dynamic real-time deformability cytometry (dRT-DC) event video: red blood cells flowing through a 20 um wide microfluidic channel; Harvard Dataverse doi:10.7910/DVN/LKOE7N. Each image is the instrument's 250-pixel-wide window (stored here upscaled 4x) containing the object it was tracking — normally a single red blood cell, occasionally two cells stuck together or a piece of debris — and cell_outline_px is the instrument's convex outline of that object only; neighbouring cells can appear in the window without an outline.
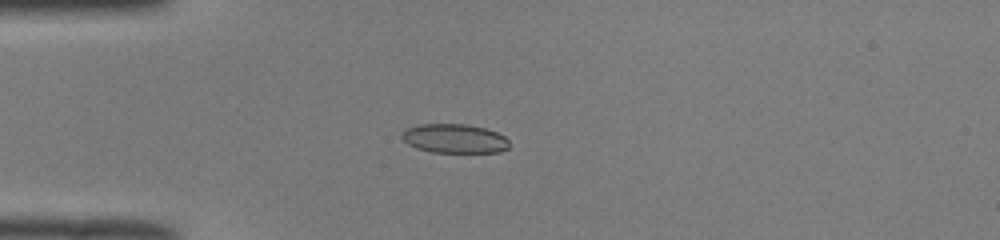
{"species": "common noctule bat (a hibernating species)", "species_latin": "Nyctalus noctula", "temperature_condition": "room temperature", "stored_images_in_passage": 38, "camera_frame_rate_fps": 3000, "um_per_image_px": 0.085, "animal": {"sex": "male", "body_mass_g": 19.0, "forearm_length_mm": 50.8}, "frame": {"image": 1, "passage_image": 1, "time_ms": 0.0, "image_size_px": [1000, 240], "cell_outline_px": [[508, 148], [500, 152], [432, 152], [416, 148], [408, 144], [400, 136], [408, 128], [416, 124], [468, 124], [484, 128], [496, 132], [504, 136], [508, 140]], "centroid_in_image_um": [38.62, 11.77], "position_along_channel_um": 46.4, "area_um2": 18.15}}
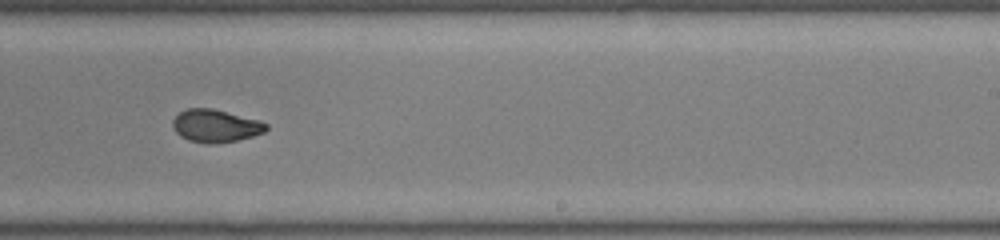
{"frame": {"image": 2, "passage_image": 19, "time_ms": 6.0, "image_size_px": [1000, 240], "cell_outline_px": [[268, 128], [264, 132], [252, 136], [236, 140], [216, 144], [204, 144], [188, 140], [180, 136], [176, 132], [172, 124], [172, 120], [180, 112], [188, 108], [212, 108], [260, 120], [268, 124]], "centroid_in_image_um": [18.32, 10.7], "position_along_channel_um": 270.7, "area_um2": 17.92}}
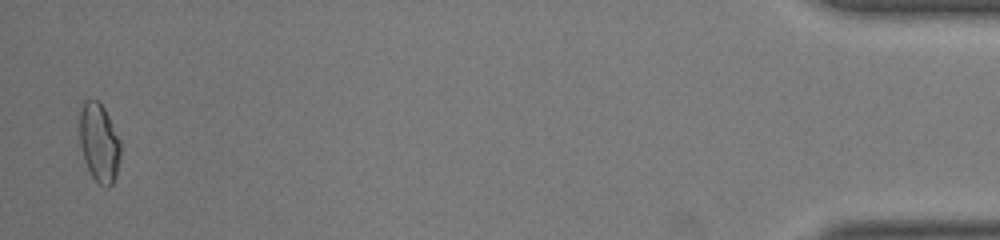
{"frame": {"image": 3, "passage_image": 37, "time_ms": 12.0, "image_size_px": [1000, 240], "cell_outline_px": [[120, 156], [116, 176], [112, 184], [108, 188], [104, 188], [92, 176], [84, 160], [80, 144], [80, 108], [84, 100], [96, 100], [104, 108], [120, 140]], "centroid_in_image_um": [8.42, 12.15], "position_along_channel_um": 426.8, "area_um2": 18.67}, "authors_computed_cell_mechanics": {"area_um2": 18.3226, "velocity_mm_per_s": 4.0501, "shape_relaxation_time_tau1_ms": 8.0086, "shape_relaxation_time_tau2_ms": 0.9759, "deformation_change_tau1": 0.2031, "deformation_change_tau2": 0.0492}}